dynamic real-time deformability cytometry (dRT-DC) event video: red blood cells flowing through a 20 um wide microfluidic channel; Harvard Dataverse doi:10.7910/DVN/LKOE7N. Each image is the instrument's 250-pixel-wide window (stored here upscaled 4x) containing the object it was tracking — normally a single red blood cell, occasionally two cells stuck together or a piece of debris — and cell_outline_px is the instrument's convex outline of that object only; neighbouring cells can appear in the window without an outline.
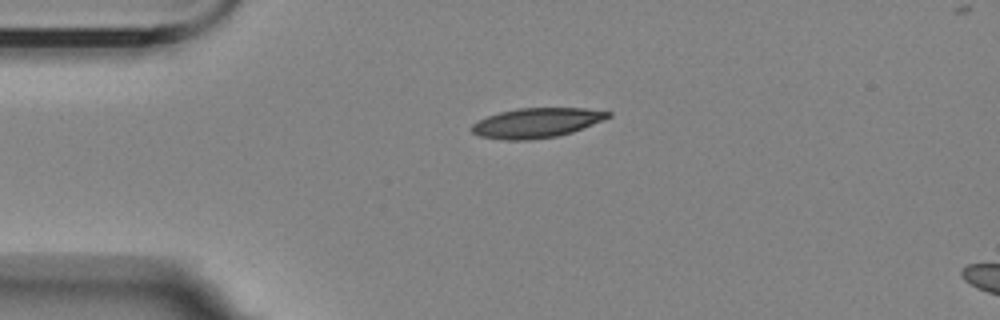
{"species": "Egyptian fruit bat (a non-hibernating species)", "species_latin": "Rousettus aegyptiacus", "temperature_condition": "room temperature", "stored_images_in_passage": 3, "segment_of_instrument_passage": [1, 2], "camera_frame_rate_fps": 3000, "um_per_image_px": 0.085, "animal": {"sex": "female"}, "frame": {"image": 1, "passage_image": 1, "time_ms": 0.0, "image_size_px": [1000, 320], "cell_outline_px": [[612, 116], [572, 132], [556, 136], [532, 140], [504, 140], [480, 136], [472, 132], [472, 124], [488, 116], [500, 112], [520, 108], [584, 108], [612, 112]], "centroid_in_image_um": [45.62, 10.44], "position_along_channel_um": 39.4, "area_um2": 23.41}}